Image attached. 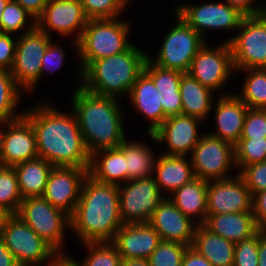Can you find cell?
<instances>
[{"label":"cell","mask_w":266,"mask_h":266,"mask_svg":"<svg viewBox=\"0 0 266 266\" xmlns=\"http://www.w3.org/2000/svg\"><path fill=\"white\" fill-rule=\"evenodd\" d=\"M72 110L90 155L96 151L117 148L125 141L124 114L118 98L91 93L76 86Z\"/></svg>","instance_id":"cell-3"},{"label":"cell","mask_w":266,"mask_h":266,"mask_svg":"<svg viewBox=\"0 0 266 266\" xmlns=\"http://www.w3.org/2000/svg\"><path fill=\"white\" fill-rule=\"evenodd\" d=\"M87 176L88 168L53 167L42 197L71 217Z\"/></svg>","instance_id":"cell-17"},{"label":"cell","mask_w":266,"mask_h":266,"mask_svg":"<svg viewBox=\"0 0 266 266\" xmlns=\"http://www.w3.org/2000/svg\"><path fill=\"white\" fill-rule=\"evenodd\" d=\"M258 266H266V236L262 234L258 238Z\"/></svg>","instance_id":"cell-52"},{"label":"cell","mask_w":266,"mask_h":266,"mask_svg":"<svg viewBox=\"0 0 266 266\" xmlns=\"http://www.w3.org/2000/svg\"><path fill=\"white\" fill-rule=\"evenodd\" d=\"M159 234L161 241L192 246L197 223L185 216L168 197L153 212L148 222Z\"/></svg>","instance_id":"cell-19"},{"label":"cell","mask_w":266,"mask_h":266,"mask_svg":"<svg viewBox=\"0 0 266 266\" xmlns=\"http://www.w3.org/2000/svg\"><path fill=\"white\" fill-rule=\"evenodd\" d=\"M126 7L130 3V0H120Z\"/></svg>","instance_id":"cell-58"},{"label":"cell","mask_w":266,"mask_h":266,"mask_svg":"<svg viewBox=\"0 0 266 266\" xmlns=\"http://www.w3.org/2000/svg\"><path fill=\"white\" fill-rule=\"evenodd\" d=\"M207 191L208 182L195 177L167 197L185 216L201 225L207 218Z\"/></svg>","instance_id":"cell-26"},{"label":"cell","mask_w":266,"mask_h":266,"mask_svg":"<svg viewBox=\"0 0 266 266\" xmlns=\"http://www.w3.org/2000/svg\"><path fill=\"white\" fill-rule=\"evenodd\" d=\"M247 76L240 94H236L252 109H266V68L242 69Z\"/></svg>","instance_id":"cell-33"},{"label":"cell","mask_w":266,"mask_h":266,"mask_svg":"<svg viewBox=\"0 0 266 266\" xmlns=\"http://www.w3.org/2000/svg\"><path fill=\"white\" fill-rule=\"evenodd\" d=\"M4 123L0 124V165H2V151L4 143Z\"/></svg>","instance_id":"cell-55"},{"label":"cell","mask_w":266,"mask_h":266,"mask_svg":"<svg viewBox=\"0 0 266 266\" xmlns=\"http://www.w3.org/2000/svg\"><path fill=\"white\" fill-rule=\"evenodd\" d=\"M88 20L80 0H48L36 26L48 36L53 31L64 38L75 35L71 47L77 52V41Z\"/></svg>","instance_id":"cell-15"},{"label":"cell","mask_w":266,"mask_h":266,"mask_svg":"<svg viewBox=\"0 0 266 266\" xmlns=\"http://www.w3.org/2000/svg\"><path fill=\"white\" fill-rule=\"evenodd\" d=\"M174 11L205 40L207 30H238L245 17L225 2L205 4L182 3Z\"/></svg>","instance_id":"cell-14"},{"label":"cell","mask_w":266,"mask_h":266,"mask_svg":"<svg viewBox=\"0 0 266 266\" xmlns=\"http://www.w3.org/2000/svg\"><path fill=\"white\" fill-rule=\"evenodd\" d=\"M12 35L0 32V70L12 69L17 43V39L13 40Z\"/></svg>","instance_id":"cell-45"},{"label":"cell","mask_w":266,"mask_h":266,"mask_svg":"<svg viewBox=\"0 0 266 266\" xmlns=\"http://www.w3.org/2000/svg\"><path fill=\"white\" fill-rule=\"evenodd\" d=\"M262 234L260 229L252 237L235 243L233 266H258V238Z\"/></svg>","instance_id":"cell-41"},{"label":"cell","mask_w":266,"mask_h":266,"mask_svg":"<svg viewBox=\"0 0 266 266\" xmlns=\"http://www.w3.org/2000/svg\"><path fill=\"white\" fill-rule=\"evenodd\" d=\"M228 5L238 9L245 16L259 15V6L256 0H223Z\"/></svg>","instance_id":"cell-48"},{"label":"cell","mask_w":266,"mask_h":266,"mask_svg":"<svg viewBox=\"0 0 266 266\" xmlns=\"http://www.w3.org/2000/svg\"><path fill=\"white\" fill-rule=\"evenodd\" d=\"M37 157L36 137L31 122L24 115L5 122L2 165L15 166Z\"/></svg>","instance_id":"cell-20"},{"label":"cell","mask_w":266,"mask_h":266,"mask_svg":"<svg viewBox=\"0 0 266 266\" xmlns=\"http://www.w3.org/2000/svg\"><path fill=\"white\" fill-rule=\"evenodd\" d=\"M0 236L20 266H54L62 258L16 214L8 218Z\"/></svg>","instance_id":"cell-6"},{"label":"cell","mask_w":266,"mask_h":266,"mask_svg":"<svg viewBox=\"0 0 266 266\" xmlns=\"http://www.w3.org/2000/svg\"><path fill=\"white\" fill-rule=\"evenodd\" d=\"M125 139L119 147L126 159L127 181L153 176L156 160L154 152L145 143Z\"/></svg>","instance_id":"cell-31"},{"label":"cell","mask_w":266,"mask_h":266,"mask_svg":"<svg viewBox=\"0 0 266 266\" xmlns=\"http://www.w3.org/2000/svg\"><path fill=\"white\" fill-rule=\"evenodd\" d=\"M240 32L229 40L235 73L248 68H266V16H245Z\"/></svg>","instance_id":"cell-10"},{"label":"cell","mask_w":266,"mask_h":266,"mask_svg":"<svg viewBox=\"0 0 266 266\" xmlns=\"http://www.w3.org/2000/svg\"><path fill=\"white\" fill-rule=\"evenodd\" d=\"M259 15L266 16V5L264 4L263 6H259Z\"/></svg>","instance_id":"cell-57"},{"label":"cell","mask_w":266,"mask_h":266,"mask_svg":"<svg viewBox=\"0 0 266 266\" xmlns=\"http://www.w3.org/2000/svg\"><path fill=\"white\" fill-rule=\"evenodd\" d=\"M64 57L65 52L61 46L51 41L42 58L40 79L44 72L47 71V73L53 75L55 70L60 69V67L62 68L65 60Z\"/></svg>","instance_id":"cell-44"},{"label":"cell","mask_w":266,"mask_h":266,"mask_svg":"<svg viewBox=\"0 0 266 266\" xmlns=\"http://www.w3.org/2000/svg\"><path fill=\"white\" fill-rule=\"evenodd\" d=\"M266 138V109L248 108L240 139Z\"/></svg>","instance_id":"cell-42"},{"label":"cell","mask_w":266,"mask_h":266,"mask_svg":"<svg viewBox=\"0 0 266 266\" xmlns=\"http://www.w3.org/2000/svg\"><path fill=\"white\" fill-rule=\"evenodd\" d=\"M162 108L166 117L181 114L182 100L180 92H161Z\"/></svg>","instance_id":"cell-47"},{"label":"cell","mask_w":266,"mask_h":266,"mask_svg":"<svg viewBox=\"0 0 266 266\" xmlns=\"http://www.w3.org/2000/svg\"><path fill=\"white\" fill-rule=\"evenodd\" d=\"M16 215L61 257H67L63 246L65 230H71V221L68 214L55 208L43 197H30L22 200Z\"/></svg>","instance_id":"cell-7"},{"label":"cell","mask_w":266,"mask_h":266,"mask_svg":"<svg viewBox=\"0 0 266 266\" xmlns=\"http://www.w3.org/2000/svg\"><path fill=\"white\" fill-rule=\"evenodd\" d=\"M176 25L173 26L162 40L155 61L151 62L162 68L187 73L193 58L206 40L189 26L176 12Z\"/></svg>","instance_id":"cell-8"},{"label":"cell","mask_w":266,"mask_h":266,"mask_svg":"<svg viewBox=\"0 0 266 266\" xmlns=\"http://www.w3.org/2000/svg\"><path fill=\"white\" fill-rule=\"evenodd\" d=\"M15 59L10 72L16 84L27 92H33L40 81L41 62L52 37L37 26L17 36Z\"/></svg>","instance_id":"cell-9"},{"label":"cell","mask_w":266,"mask_h":266,"mask_svg":"<svg viewBox=\"0 0 266 266\" xmlns=\"http://www.w3.org/2000/svg\"><path fill=\"white\" fill-rule=\"evenodd\" d=\"M144 71L153 79L155 87L160 92H180L182 72L155 65L151 62L150 56L145 63Z\"/></svg>","instance_id":"cell-38"},{"label":"cell","mask_w":266,"mask_h":266,"mask_svg":"<svg viewBox=\"0 0 266 266\" xmlns=\"http://www.w3.org/2000/svg\"><path fill=\"white\" fill-rule=\"evenodd\" d=\"M234 151L235 166L238 170L244 166L266 161V138L239 139Z\"/></svg>","instance_id":"cell-37"},{"label":"cell","mask_w":266,"mask_h":266,"mask_svg":"<svg viewBox=\"0 0 266 266\" xmlns=\"http://www.w3.org/2000/svg\"><path fill=\"white\" fill-rule=\"evenodd\" d=\"M22 200L14 167L0 165V205L17 214Z\"/></svg>","instance_id":"cell-35"},{"label":"cell","mask_w":266,"mask_h":266,"mask_svg":"<svg viewBox=\"0 0 266 266\" xmlns=\"http://www.w3.org/2000/svg\"><path fill=\"white\" fill-rule=\"evenodd\" d=\"M121 266H150L147 259H127L122 260Z\"/></svg>","instance_id":"cell-53"},{"label":"cell","mask_w":266,"mask_h":266,"mask_svg":"<svg viewBox=\"0 0 266 266\" xmlns=\"http://www.w3.org/2000/svg\"><path fill=\"white\" fill-rule=\"evenodd\" d=\"M207 214H227L252 211V194L242 177L208 182Z\"/></svg>","instance_id":"cell-18"},{"label":"cell","mask_w":266,"mask_h":266,"mask_svg":"<svg viewBox=\"0 0 266 266\" xmlns=\"http://www.w3.org/2000/svg\"><path fill=\"white\" fill-rule=\"evenodd\" d=\"M215 107L216 130L209 134L235 146L241 138L248 106L236 94L221 92Z\"/></svg>","instance_id":"cell-22"},{"label":"cell","mask_w":266,"mask_h":266,"mask_svg":"<svg viewBox=\"0 0 266 266\" xmlns=\"http://www.w3.org/2000/svg\"><path fill=\"white\" fill-rule=\"evenodd\" d=\"M29 19H31V22L28 23L29 25L27 27L26 24ZM35 27V18L24 8H22L17 2L9 0L5 6V9L3 10L1 19V32L13 34L22 31V34H24L33 30Z\"/></svg>","instance_id":"cell-36"},{"label":"cell","mask_w":266,"mask_h":266,"mask_svg":"<svg viewBox=\"0 0 266 266\" xmlns=\"http://www.w3.org/2000/svg\"><path fill=\"white\" fill-rule=\"evenodd\" d=\"M37 20L45 9L48 0H13Z\"/></svg>","instance_id":"cell-49"},{"label":"cell","mask_w":266,"mask_h":266,"mask_svg":"<svg viewBox=\"0 0 266 266\" xmlns=\"http://www.w3.org/2000/svg\"><path fill=\"white\" fill-rule=\"evenodd\" d=\"M179 90L182 100L181 114L206 122L213 111L214 91L202 85L188 73L182 74Z\"/></svg>","instance_id":"cell-28"},{"label":"cell","mask_w":266,"mask_h":266,"mask_svg":"<svg viewBox=\"0 0 266 266\" xmlns=\"http://www.w3.org/2000/svg\"><path fill=\"white\" fill-rule=\"evenodd\" d=\"M158 155L153 177L165 197L195 178L191 159L187 156H170L161 153Z\"/></svg>","instance_id":"cell-24"},{"label":"cell","mask_w":266,"mask_h":266,"mask_svg":"<svg viewBox=\"0 0 266 266\" xmlns=\"http://www.w3.org/2000/svg\"><path fill=\"white\" fill-rule=\"evenodd\" d=\"M13 167L17 174L22 198L42 197L49 174L54 166L45 159L37 157Z\"/></svg>","instance_id":"cell-30"},{"label":"cell","mask_w":266,"mask_h":266,"mask_svg":"<svg viewBox=\"0 0 266 266\" xmlns=\"http://www.w3.org/2000/svg\"><path fill=\"white\" fill-rule=\"evenodd\" d=\"M202 120L184 114L167 117L149 137L154 143H164L168 150L164 155L190 156L203 133L199 135L198 127Z\"/></svg>","instance_id":"cell-16"},{"label":"cell","mask_w":266,"mask_h":266,"mask_svg":"<svg viewBox=\"0 0 266 266\" xmlns=\"http://www.w3.org/2000/svg\"><path fill=\"white\" fill-rule=\"evenodd\" d=\"M252 213L260 229L266 225V190L252 195Z\"/></svg>","instance_id":"cell-46"},{"label":"cell","mask_w":266,"mask_h":266,"mask_svg":"<svg viewBox=\"0 0 266 266\" xmlns=\"http://www.w3.org/2000/svg\"><path fill=\"white\" fill-rule=\"evenodd\" d=\"M187 248L181 243L161 241L147 260L150 266H181Z\"/></svg>","instance_id":"cell-39"},{"label":"cell","mask_w":266,"mask_h":266,"mask_svg":"<svg viewBox=\"0 0 266 266\" xmlns=\"http://www.w3.org/2000/svg\"><path fill=\"white\" fill-rule=\"evenodd\" d=\"M22 89L16 84L8 70H0V123L18 119L24 115L17 109L21 101ZM18 110V112H17Z\"/></svg>","instance_id":"cell-32"},{"label":"cell","mask_w":266,"mask_h":266,"mask_svg":"<svg viewBox=\"0 0 266 266\" xmlns=\"http://www.w3.org/2000/svg\"><path fill=\"white\" fill-rule=\"evenodd\" d=\"M8 1L9 0H0V32H1V19H2L3 10L5 9V6L8 3Z\"/></svg>","instance_id":"cell-56"},{"label":"cell","mask_w":266,"mask_h":266,"mask_svg":"<svg viewBox=\"0 0 266 266\" xmlns=\"http://www.w3.org/2000/svg\"><path fill=\"white\" fill-rule=\"evenodd\" d=\"M12 214L5 209L3 206L0 205V234L1 231L3 229V227L5 226L8 218L11 216Z\"/></svg>","instance_id":"cell-54"},{"label":"cell","mask_w":266,"mask_h":266,"mask_svg":"<svg viewBox=\"0 0 266 266\" xmlns=\"http://www.w3.org/2000/svg\"><path fill=\"white\" fill-rule=\"evenodd\" d=\"M160 242L158 232L149 223L123 224L112 240L122 260L148 259Z\"/></svg>","instance_id":"cell-21"},{"label":"cell","mask_w":266,"mask_h":266,"mask_svg":"<svg viewBox=\"0 0 266 266\" xmlns=\"http://www.w3.org/2000/svg\"><path fill=\"white\" fill-rule=\"evenodd\" d=\"M148 56L132 45L120 54L94 60L81 72V87L102 96L128 97Z\"/></svg>","instance_id":"cell-4"},{"label":"cell","mask_w":266,"mask_h":266,"mask_svg":"<svg viewBox=\"0 0 266 266\" xmlns=\"http://www.w3.org/2000/svg\"><path fill=\"white\" fill-rule=\"evenodd\" d=\"M213 266H233L235 243L197 225L191 246Z\"/></svg>","instance_id":"cell-29"},{"label":"cell","mask_w":266,"mask_h":266,"mask_svg":"<svg viewBox=\"0 0 266 266\" xmlns=\"http://www.w3.org/2000/svg\"><path fill=\"white\" fill-rule=\"evenodd\" d=\"M88 175L101 183L127 182L126 159L120 147L99 150L90 155ZM122 181V182H121Z\"/></svg>","instance_id":"cell-27"},{"label":"cell","mask_w":266,"mask_h":266,"mask_svg":"<svg viewBox=\"0 0 266 266\" xmlns=\"http://www.w3.org/2000/svg\"><path fill=\"white\" fill-rule=\"evenodd\" d=\"M130 28V23L119 17L88 20L77 41V53L80 56L77 73L80 81L81 72L92 61L120 54L133 45L128 38Z\"/></svg>","instance_id":"cell-5"},{"label":"cell","mask_w":266,"mask_h":266,"mask_svg":"<svg viewBox=\"0 0 266 266\" xmlns=\"http://www.w3.org/2000/svg\"><path fill=\"white\" fill-rule=\"evenodd\" d=\"M88 250V255L82 262H77L69 254L67 258L75 266H121L122 257L112 242H91L83 243Z\"/></svg>","instance_id":"cell-34"},{"label":"cell","mask_w":266,"mask_h":266,"mask_svg":"<svg viewBox=\"0 0 266 266\" xmlns=\"http://www.w3.org/2000/svg\"><path fill=\"white\" fill-rule=\"evenodd\" d=\"M261 230L263 231V234L266 236V225H264Z\"/></svg>","instance_id":"cell-59"},{"label":"cell","mask_w":266,"mask_h":266,"mask_svg":"<svg viewBox=\"0 0 266 266\" xmlns=\"http://www.w3.org/2000/svg\"><path fill=\"white\" fill-rule=\"evenodd\" d=\"M88 19L120 17L126 6L120 0H80Z\"/></svg>","instance_id":"cell-40"},{"label":"cell","mask_w":266,"mask_h":266,"mask_svg":"<svg viewBox=\"0 0 266 266\" xmlns=\"http://www.w3.org/2000/svg\"><path fill=\"white\" fill-rule=\"evenodd\" d=\"M238 174L252 195L266 190V161L244 166Z\"/></svg>","instance_id":"cell-43"},{"label":"cell","mask_w":266,"mask_h":266,"mask_svg":"<svg viewBox=\"0 0 266 266\" xmlns=\"http://www.w3.org/2000/svg\"><path fill=\"white\" fill-rule=\"evenodd\" d=\"M71 229L83 243L112 242L123 225L118 185L101 183L87 176L70 217Z\"/></svg>","instance_id":"cell-2"},{"label":"cell","mask_w":266,"mask_h":266,"mask_svg":"<svg viewBox=\"0 0 266 266\" xmlns=\"http://www.w3.org/2000/svg\"><path fill=\"white\" fill-rule=\"evenodd\" d=\"M181 266H213L204 256L189 246L183 256Z\"/></svg>","instance_id":"cell-50"},{"label":"cell","mask_w":266,"mask_h":266,"mask_svg":"<svg viewBox=\"0 0 266 266\" xmlns=\"http://www.w3.org/2000/svg\"><path fill=\"white\" fill-rule=\"evenodd\" d=\"M195 177L207 182L223 180L235 166V151L231 143L210 135L203 134L190 154Z\"/></svg>","instance_id":"cell-11"},{"label":"cell","mask_w":266,"mask_h":266,"mask_svg":"<svg viewBox=\"0 0 266 266\" xmlns=\"http://www.w3.org/2000/svg\"><path fill=\"white\" fill-rule=\"evenodd\" d=\"M203 225L212 233L233 243L246 240L260 230L255 222L252 211L207 214L206 221Z\"/></svg>","instance_id":"cell-25"},{"label":"cell","mask_w":266,"mask_h":266,"mask_svg":"<svg viewBox=\"0 0 266 266\" xmlns=\"http://www.w3.org/2000/svg\"><path fill=\"white\" fill-rule=\"evenodd\" d=\"M235 72L230 44L223 41L214 48L207 42L198 50L187 73L202 85L220 91Z\"/></svg>","instance_id":"cell-13"},{"label":"cell","mask_w":266,"mask_h":266,"mask_svg":"<svg viewBox=\"0 0 266 266\" xmlns=\"http://www.w3.org/2000/svg\"><path fill=\"white\" fill-rule=\"evenodd\" d=\"M0 266H20L0 236Z\"/></svg>","instance_id":"cell-51"},{"label":"cell","mask_w":266,"mask_h":266,"mask_svg":"<svg viewBox=\"0 0 266 266\" xmlns=\"http://www.w3.org/2000/svg\"><path fill=\"white\" fill-rule=\"evenodd\" d=\"M30 108L24 116L33 126L39 157L54 167L89 168L90 153L73 111L63 113L45 98Z\"/></svg>","instance_id":"cell-1"},{"label":"cell","mask_w":266,"mask_h":266,"mask_svg":"<svg viewBox=\"0 0 266 266\" xmlns=\"http://www.w3.org/2000/svg\"><path fill=\"white\" fill-rule=\"evenodd\" d=\"M121 185H118V194L123 224L148 223L165 198L154 177L128 180Z\"/></svg>","instance_id":"cell-12"},{"label":"cell","mask_w":266,"mask_h":266,"mask_svg":"<svg viewBox=\"0 0 266 266\" xmlns=\"http://www.w3.org/2000/svg\"><path fill=\"white\" fill-rule=\"evenodd\" d=\"M128 98L135 109L148 119L147 134L153 133L167 118L161 104L163 96L145 71L136 79Z\"/></svg>","instance_id":"cell-23"}]
</instances>
